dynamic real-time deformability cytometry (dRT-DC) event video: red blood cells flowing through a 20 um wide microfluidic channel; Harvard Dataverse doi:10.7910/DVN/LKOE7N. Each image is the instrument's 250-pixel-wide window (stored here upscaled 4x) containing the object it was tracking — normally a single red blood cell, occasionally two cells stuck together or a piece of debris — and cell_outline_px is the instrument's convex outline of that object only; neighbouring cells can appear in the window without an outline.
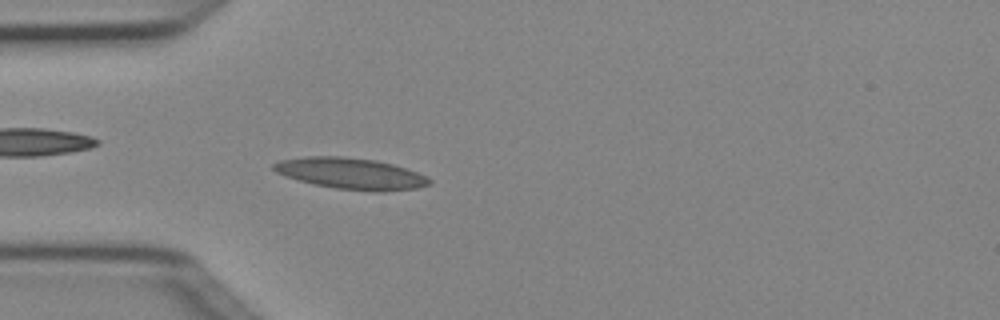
{"species": "Egyptian fruit bat (a non-hibernating species)", "species_latin": "Rousettus aegyptiacus", "temperature_condition": "cold", "stored_images_in_passage": 3, "camera_frame_rate_fps": 3000, "um_per_image_px": 0.085, "animal": {"sex": "female"}, "frame": {"image": 1, "passage_image": 3, "time_ms": 0.667, "image_size_px": [1000, 320], "cell_outline_px": [[432, 184], [416, 188], [380, 192], [372, 192], [336, 188], [312, 184], [276, 172], [272, 168], [272, 164], [280, 160], [304, 156], [340, 156], [376, 160], [392, 164], [416, 172], [432, 180]], "centroid_in_image_um": [29.82, 14.75], "position_along_channel_um": 55.2, "area_um2": 28.26}}